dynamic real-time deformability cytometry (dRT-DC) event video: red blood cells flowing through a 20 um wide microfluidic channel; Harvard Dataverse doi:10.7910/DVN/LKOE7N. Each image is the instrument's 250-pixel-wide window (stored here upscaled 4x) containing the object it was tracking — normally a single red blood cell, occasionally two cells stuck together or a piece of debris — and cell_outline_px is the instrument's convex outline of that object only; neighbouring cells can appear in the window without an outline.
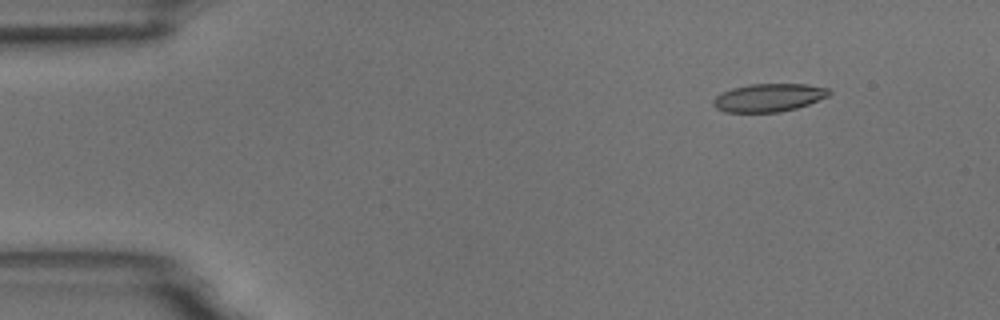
{"species": "common noctule bat (a hibernating species)", "species_latin": "Nyctalus noctula", "temperature_condition": "room temperature", "stored_images_in_passage": 4, "camera_frame_rate_fps": 3000, "um_per_image_px": 0.085, "animal": {"sex": "male", "body_mass_g": 18.8}, "frame": {"image": 1, "passage_image": 2, "time_ms": 1.0, "image_size_px": [1000, 320], "cell_outline_px": [[832, 92], [828, 96], [808, 104], [796, 108], [780, 112], [724, 112], [716, 108], [712, 104], [712, 100], [716, 96], [732, 88], [748, 84], [808, 84], [828, 88]], "centroid_in_image_um": [65.34, 8.3], "position_along_channel_um": 19.7, "area_um2": 18.96}}